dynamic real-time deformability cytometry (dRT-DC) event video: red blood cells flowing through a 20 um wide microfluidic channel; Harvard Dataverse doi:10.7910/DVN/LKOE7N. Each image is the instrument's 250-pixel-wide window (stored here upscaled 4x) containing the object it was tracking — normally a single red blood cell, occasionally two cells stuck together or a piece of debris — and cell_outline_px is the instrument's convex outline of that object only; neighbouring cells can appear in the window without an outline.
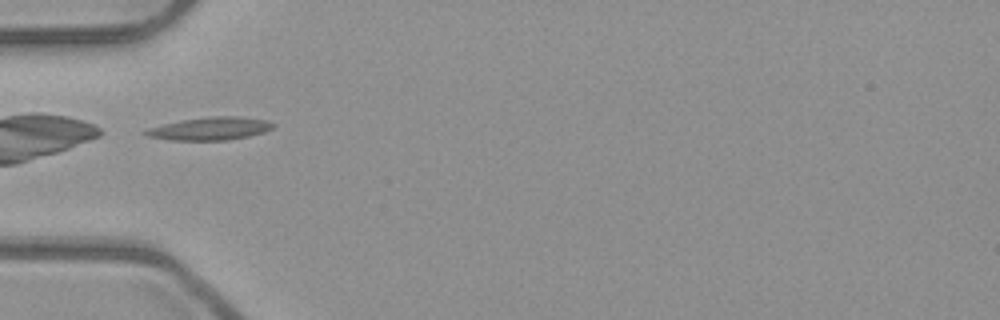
{"species": "common noctule bat (a hibernating species)", "species_latin": "Nyctalus noctula", "temperature_condition": "room temperature", "stored_images_in_passage": 4, "camera_frame_rate_fps": 3000, "um_per_image_px": 0.085, "animal": {"sex": "male", "body_mass_g": 23.1, "forearm_length_mm": 52.7}, "frame": {"image": 1, "passage_image": 1, "time_ms": 0.0, "image_size_px": [1000, 320], "cell_outline_px": [[276, 124], [272, 128], [264, 132], [248, 136], [228, 140], [168, 140], [148, 136], [140, 132], [148, 128], [180, 120], [212, 116], [240, 116], [268, 120]], "centroid_in_image_um": [17.86, 10.93], "position_along_channel_um": 67.1, "area_um2": 17.11}}
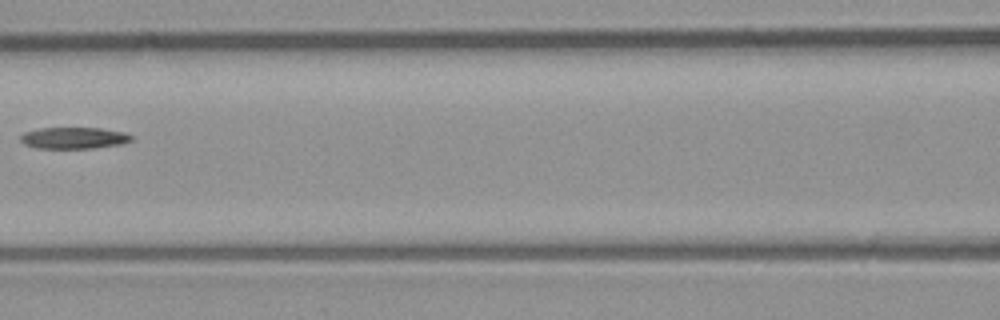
{"frame": {"image": 2, "passage_image": 3, "time_ms": 0.667, "image_size_px": [1000, 320], "cell_outline_px": [[132, 140], [120, 144], [92, 148], [36, 148], [24, 144], [20, 140], [20, 136], [24, 132], [40, 128], [100, 128], [124, 132], [132, 136]], "centroid_in_image_um": [6.25, 11.72], "position_along_channel_um": 160.4, "area_um2": 13.81}}
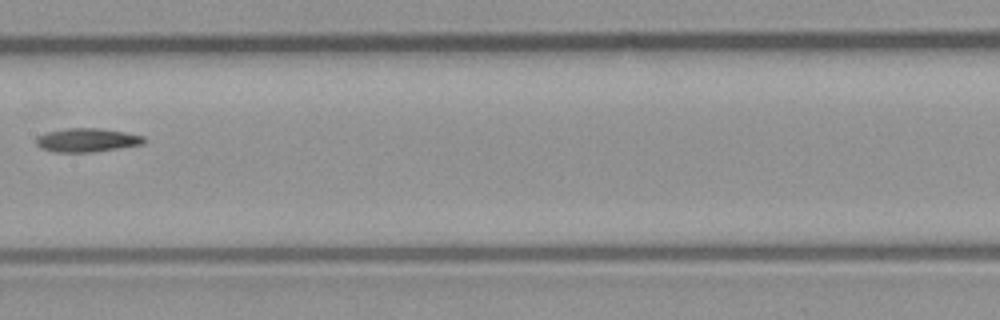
{"frame": {"image": 3, "passage_image": 4, "time_ms": 1.0, "image_size_px": [1000, 320], "cell_outline_px": [[144, 144], [92, 152], [52, 152], [40, 148], [36, 144], [36, 136], [48, 132], [68, 128], [100, 128], [124, 132], [144, 136]], "centroid_in_image_um": [7.36, 11.91], "position_along_channel_um": 200.0, "area_um2": 14.85}}